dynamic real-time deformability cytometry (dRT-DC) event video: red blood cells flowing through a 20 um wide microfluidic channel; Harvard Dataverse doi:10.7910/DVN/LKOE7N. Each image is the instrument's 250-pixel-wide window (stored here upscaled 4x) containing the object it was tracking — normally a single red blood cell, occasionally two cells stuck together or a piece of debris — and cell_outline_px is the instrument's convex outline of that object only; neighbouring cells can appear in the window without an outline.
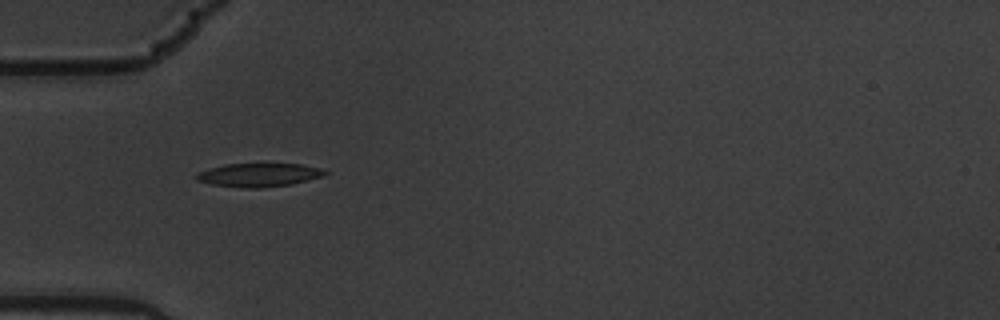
{"species": "common noctule bat (a hibernating species)", "species_latin": "Nyctalus noctula", "temperature_condition": "warm", "stored_images_in_passage": 9, "camera_frame_rate_fps": 3000, "um_per_image_px": 0.085, "animal": {"sex": "male", "body_mass_g": 19.5, "forearm_length_mm": 54.6}, "frame": {"image": 1, "passage_image": 1, "time_ms": 0.0, "image_size_px": [1000, 320], "cell_outline_px": [[328, 172], [324, 176], [292, 184], [260, 188], [248, 188], [212, 184], [196, 180], [196, 172], [208, 168], [224, 164], [300, 164], [320, 168]], "centroid_in_image_um": [21.99, 14.87], "position_along_channel_um": 63.0, "area_um2": 17.57}}
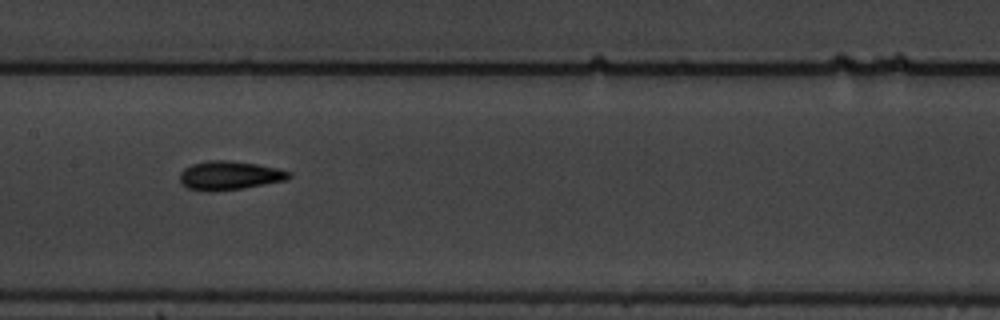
{"frame": {"image": 2, "passage_image": 4, "time_ms": 1.0, "image_size_px": [1000, 320], "cell_outline_px": [[292, 176], [288, 180], [240, 188], [208, 192], [188, 188], [180, 184], [180, 172], [184, 168], [192, 164], [208, 160], [228, 160], [256, 164], [276, 168], [292, 172]], "centroid_in_image_um": [19.49, 14.91], "position_along_channel_um": 187.9, "area_um2": 18.32}}
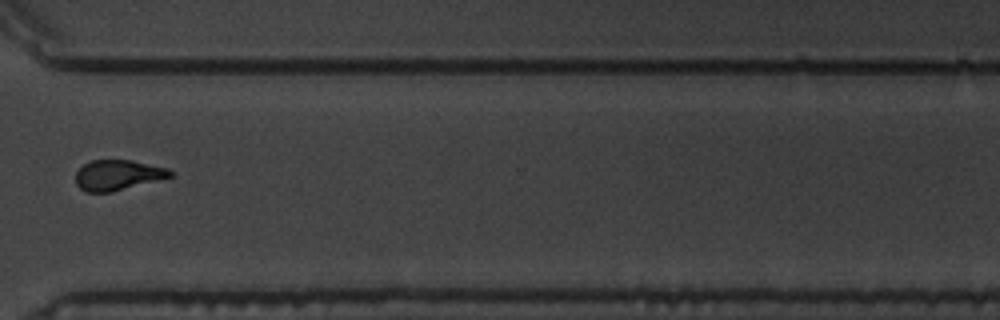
{"frame": {"image": 3, "passage_image": 8, "time_ms": 2.333, "image_size_px": [1000, 320], "cell_outline_px": [[172, 176], [112, 192], [88, 192], [80, 188], [76, 184], [76, 172], [84, 164], [92, 160], [132, 160], [168, 168], [172, 172]], "centroid_in_image_um": [10.0, 14.87], "position_along_channel_um": 360.6, "area_um2": 16.53}}